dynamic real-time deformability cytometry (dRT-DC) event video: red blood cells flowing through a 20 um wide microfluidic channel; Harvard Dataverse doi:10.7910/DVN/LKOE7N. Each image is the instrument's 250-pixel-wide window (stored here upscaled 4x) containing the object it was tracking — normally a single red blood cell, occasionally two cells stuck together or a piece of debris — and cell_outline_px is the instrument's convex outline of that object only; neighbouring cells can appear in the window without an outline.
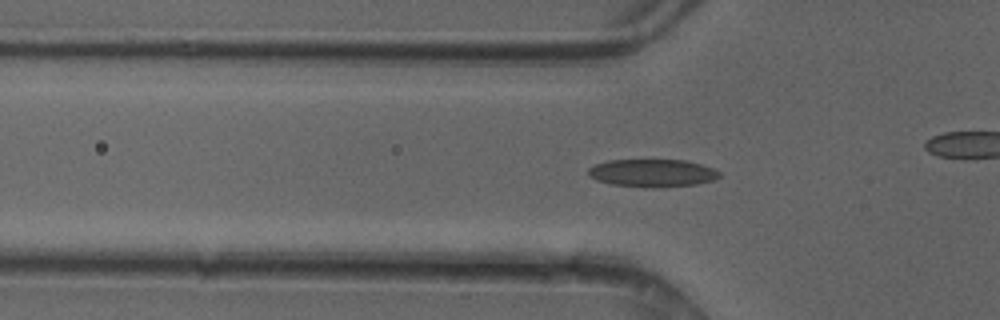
{"species": "common noctule bat (a hibernating species)", "species_latin": "Nyctalus noctula", "temperature_condition": "cold", "stored_images_in_passage": 48, "camera_frame_rate_fps": 3000, "um_per_image_px": 0.085, "animal": {"sex": "female"}, "frame": {"image": 1, "passage_image": 14, "time_ms": 4.333, "image_size_px": [1000, 320], "cell_outline_px": [[720, 176], [712, 180], [696, 184], [612, 184], [596, 180], [588, 176], [588, 168], [596, 164], [608, 160], [684, 160], [700, 164], [712, 168], [720, 172]], "centroid_in_image_um": [55.41, 14.64], "position_along_channel_um": 70.4, "area_um2": 19.88}}
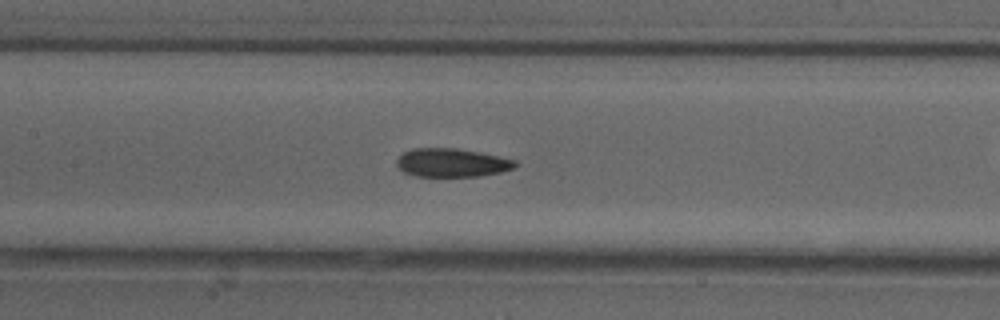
{"frame": {"image": 2, "passage_image": 21, "time_ms": 6.667, "image_size_px": [1000, 320], "cell_outline_px": [[520, 164], [516, 168], [500, 172], [480, 176], [416, 176], [404, 172], [396, 164], [396, 160], [404, 152], [412, 148], [456, 148], [480, 152], [516, 160]], "centroid_in_image_um": [38.45, 13.83], "position_along_channel_um": 169.0, "area_um2": 19.77}}
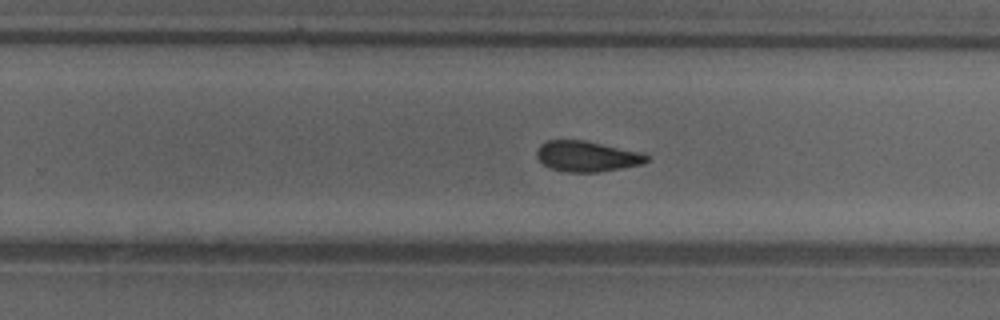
{"frame": {"image": 3, "passage_image": 29, "time_ms": 9.333, "image_size_px": [1000, 320], "cell_outline_px": [[648, 160], [640, 164], [620, 168], [596, 172], [568, 172], [552, 168], [544, 164], [536, 156], [536, 152], [540, 144], [548, 140], [584, 140], [644, 152], [648, 156]], "centroid_in_image_um": [49.89, 13.27], "position_along_channel_um": 279.9, "area_um2": 19.48}, "authors_computed_cell_mechanics": {"area_um2": 20.1433, "velocity_mm_per_s": 4.1794, "shape_relaxation_time_tau1_ms": 6.0176, "shape_relaxation_time_tau2_ms": 4.3972, "deformation_change_tau1": 0.1168, "deformation_change_tau2": 0.103}}